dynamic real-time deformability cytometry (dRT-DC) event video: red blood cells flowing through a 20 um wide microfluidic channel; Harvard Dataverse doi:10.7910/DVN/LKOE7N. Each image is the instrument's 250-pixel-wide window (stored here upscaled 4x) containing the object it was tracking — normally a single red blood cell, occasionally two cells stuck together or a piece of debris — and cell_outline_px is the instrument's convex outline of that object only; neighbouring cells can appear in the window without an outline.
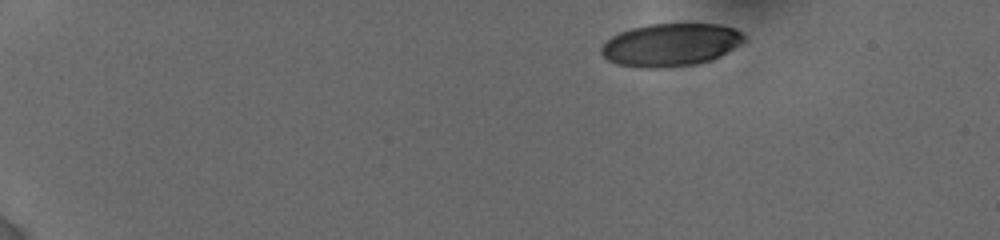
{"species": "human", "species_latin": "Homo sapiens", "temperature_condition": "cold", "stored_images_in_passage": 22, "camera_frame_rate_fps": 3000, "um_per_image_px": 0.085, "donor": {"sex": "female"}, "frame": {"image": 1, "passage_image": 1, "time_ms": 0.0, "image_size_px": [1000, 240], "cell_outline_px": [[744, 40], [720, 56], [712, 60], [696, 64], [664, 68], [640, 68], [620, 64], [608, 60], [600, 52], [600, 48], [612, 36], [620, 32], [632, 28], [648, 24], [720, 24], [736, 28], [744, 36]], "centroid_in_image_um": [56.99, 3.81], "position_along_channel_um": 28.0, "area_um2": 35.49}}
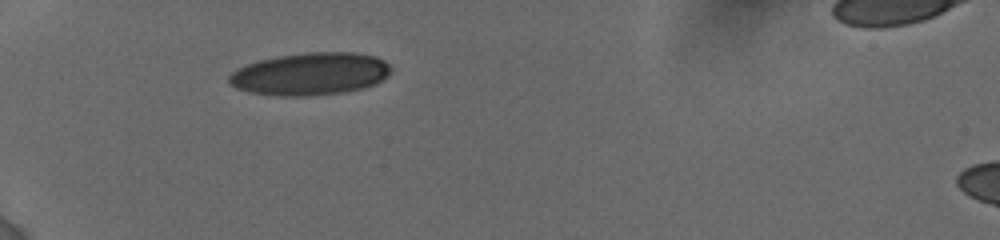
{"frame": {"image": 2, "passage_image": 21, "time_ms": 3.333, "image_size_px": [1000, 240], "cell_outline_px": [[392, 72], [384, 80], [376, 84], [364, 88], [344, 92], [304, 96], [280, 96], [252, 92], [236, 88], [228, 80], [228, 76], [232, 72], [248, 64], [260, 60], [276, 56], [308, 52], [352, 52], [376, 56], [384, 60], [392, 68]], "centroid_in_image_um": [26.44, 6.28], "position_along_channel_um": 58.6, "area_um2": 40.17}}